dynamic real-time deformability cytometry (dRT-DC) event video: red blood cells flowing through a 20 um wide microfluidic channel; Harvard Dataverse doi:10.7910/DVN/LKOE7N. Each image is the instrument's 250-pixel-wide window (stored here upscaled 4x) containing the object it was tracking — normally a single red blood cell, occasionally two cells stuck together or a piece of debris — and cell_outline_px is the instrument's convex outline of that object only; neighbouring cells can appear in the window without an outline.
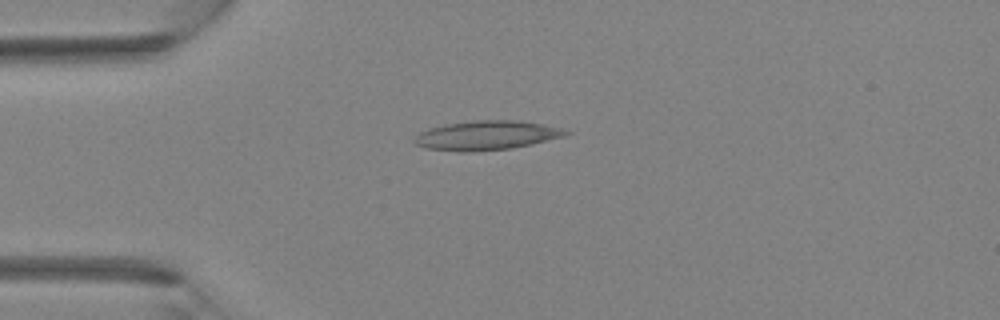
{"species": "Egyptian fruit bat (a non-hibernating species)", "species_latin": "Rousettus aegyptiacus", "temperature_condition": "room temperature", "stored_images_in_passage": 2, "camera_frame_rate_fps": 3000, "um_per_image_px": 0.085, "animal": {"sex": "female"}, "frame": {"image": 1, "passage_image": 1, "time_ms": 0.0, "image_size_px": [1000, 320], "cell_outline_px": [[572, 132], [564, 136], [532, 144], [512, 148], [472, 152], [460, 152], [424, 148], [416, 144], [412, 140], [420, 132], [428, 128], [444, 124], [472, 120], [520, 120], [560, 128]], "centroid_in_image_um": [41.31, 11.51], "position_along_channel_um": 43.7, "area_um2": 25.95}}